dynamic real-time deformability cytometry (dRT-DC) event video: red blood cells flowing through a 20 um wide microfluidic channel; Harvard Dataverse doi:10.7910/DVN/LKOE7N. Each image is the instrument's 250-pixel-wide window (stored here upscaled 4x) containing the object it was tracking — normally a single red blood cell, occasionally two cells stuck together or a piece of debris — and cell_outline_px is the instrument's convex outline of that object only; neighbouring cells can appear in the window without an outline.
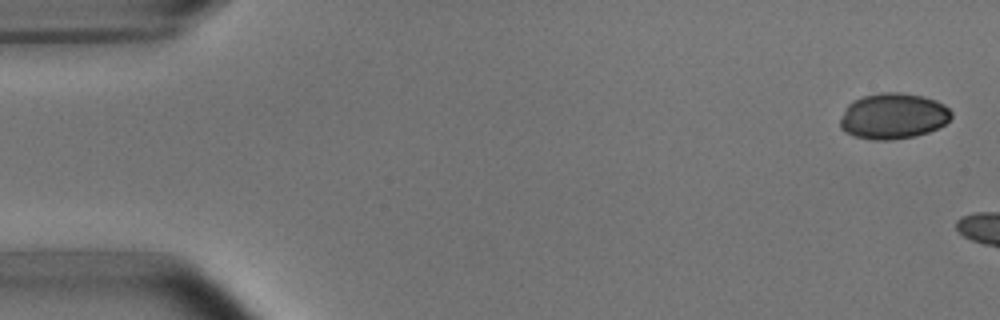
{"species": "common noctule bat (a hibernating species)", "species_latin": "Nyctalus noctula", "temperature_condition": "room temperature", "stored_images_in_passage": 3, "camera_frame_rate_fps": 3000, "um_per_image_px": 0.085, "animal": {"sex": "male", "body_mass_g": 15.6}, "frame": {"image": 1, "passage_image": 1, "time_ms": 0.0, "image_size_px": [1000, 320], "cell_outline_px": [[952, 116], [944, 124], [928, 132], [916, 136], [888, 140], [876, 140], [856, 136], [844, 132], [840, 128], [840, 120], [848, 104], [852, 100], [860, 96], [880, 92], [900, 92], [924, 96], [936, 100], [944, 104], [952, 112]], "centroid_in_image_um": [75.91, 9.85], "position_along_channel_um": 9.1, "area_um2": 29.82}}